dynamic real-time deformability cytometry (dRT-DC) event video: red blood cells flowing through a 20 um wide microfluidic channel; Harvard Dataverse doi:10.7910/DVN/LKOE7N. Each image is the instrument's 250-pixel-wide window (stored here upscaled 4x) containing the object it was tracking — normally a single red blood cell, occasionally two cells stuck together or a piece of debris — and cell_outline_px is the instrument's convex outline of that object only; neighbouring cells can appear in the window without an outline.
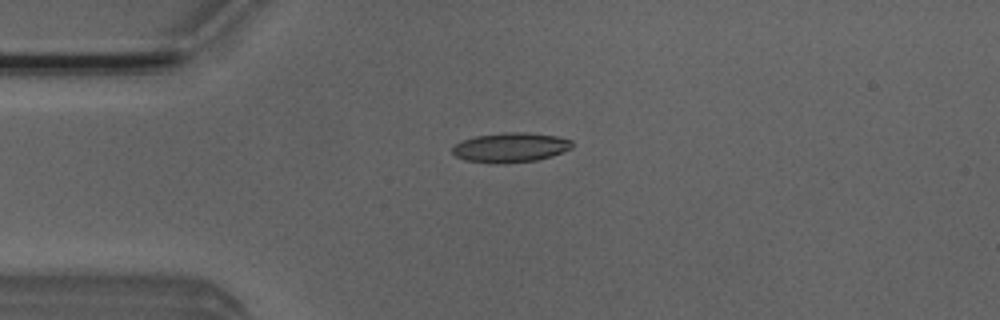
{"species": "Egyptian fruit bat (a non-hibernating species)", "species_latin": "Rousettus aegyptiacus", "temperature_condition": "room temperature", "stored_images_in_passage": 51, "camera_frame_rate_fps": 3000, "um_per_image_px": 0.085, "animal": {"sex": "male"}, "frame": {"image": 1, "passage_image": 12, "time_ms": 3.667, "image_size_px": [1000, 320], "cell_outline_px": [[572, 148], [552, 156], [536, 160], [504, 164], [492, 164], [464, 160], [456, 156], [452, 152], [452, 148], [456, 144], [464, 140], [476, 136], [504, 132], [524, 132], [556, 136], [572, 140]], "centroid_in_image_um": [43.39, 12.55], "position_along_channel_um": 41.6, "area_um2": 20.75}}
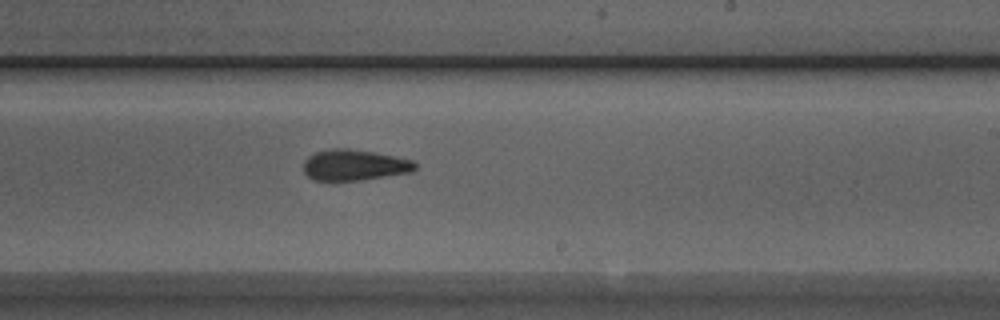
{"frame": {"image": 2, "passage_image": 30, "time_ms": 9.667, "image_size_px": [1000, 320], "cell_outline_px": [[416, 168], [408, 172], [360, 180], [312, 180], [304, 172], [304, 160], [308, 156], [316, 152], [332, 148], [348, 148], [376, 152], [412, 160], [416, 164]], "centroid_in_image_um": [30.08, 14.01], "position_along_channel_um": 258.9, "area_um2": 19.94}}
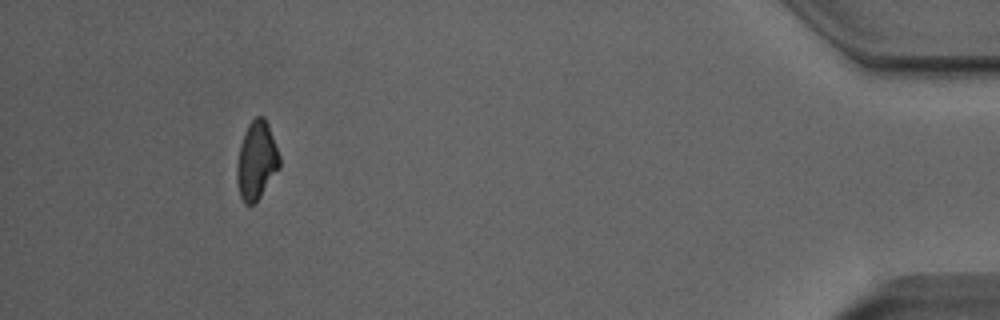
{"frame": {"image": 3, "passage_image": 47, "time_ms": 15.333, "image_size_px": [1000, 320], "cell_outline_px": [[280, 168], [260, 196], [252, 204], [244, 204], [240, 196], [236, 180], [236, 164], [240, 144], [244, 132], [248, 124], [256, 116], [264, 116], [268, 124], [280, 156]], "centroid_in_image_um": [21.79, 13.63], "position_along_channel_um": 413.4, "area_um2": 19.48}, "authors_computed_cell_mechanics": {"area_um2": 19.9988, "velocity_mm_per_s": 3.9685, "shape_relaxation_time_tau1_ms": null, "shape_relaxation_time_tau2_ms": 2.9407, "deformation_change_tau1": null, "deformation_change_tau2": 0.1038}}